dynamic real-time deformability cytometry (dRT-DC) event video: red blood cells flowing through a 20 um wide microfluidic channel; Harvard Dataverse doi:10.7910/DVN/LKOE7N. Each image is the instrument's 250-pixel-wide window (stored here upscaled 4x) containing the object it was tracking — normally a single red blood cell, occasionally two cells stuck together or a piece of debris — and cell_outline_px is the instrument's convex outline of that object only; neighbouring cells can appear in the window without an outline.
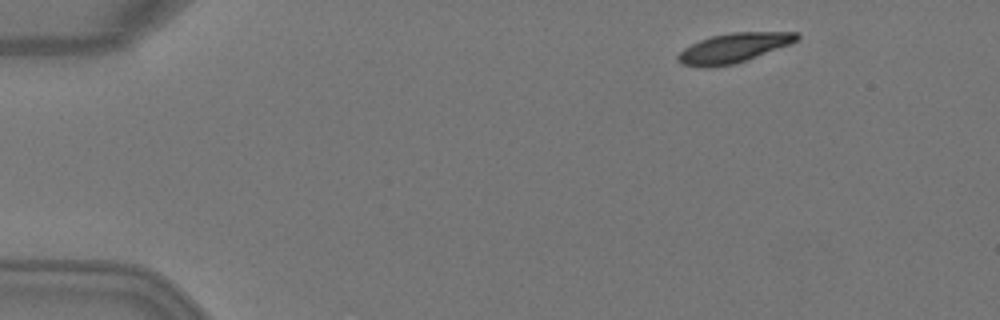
{"species": "Egyptian fruit bat (a non-hibernating species)", "species_latin": "Rousettus aegyptiacus", "temperature_condition": "warm", "stored_images_in_passage": 3, "camera_frame_rate_fps": 3000, "um_per_image_px": 0.085, "animal": {"sex": "female"}, "frame": {"image": 1, "passage_image": 1, "time_ms": 0.0, "image_size_px": [1000, 320], "cell_outline_px": [[800, 36], [792, 44], [736, 64], [712, 68], [700, 68], [684, 64], [676, 60], [676, 56], [684, 48], [700, 40], [712, 36], [732, 32], [800, 32]], "centroid_in_image_um": [62.36, 4.09], "position_along_channel_um": 22.6, "area_um2": 20.69}}